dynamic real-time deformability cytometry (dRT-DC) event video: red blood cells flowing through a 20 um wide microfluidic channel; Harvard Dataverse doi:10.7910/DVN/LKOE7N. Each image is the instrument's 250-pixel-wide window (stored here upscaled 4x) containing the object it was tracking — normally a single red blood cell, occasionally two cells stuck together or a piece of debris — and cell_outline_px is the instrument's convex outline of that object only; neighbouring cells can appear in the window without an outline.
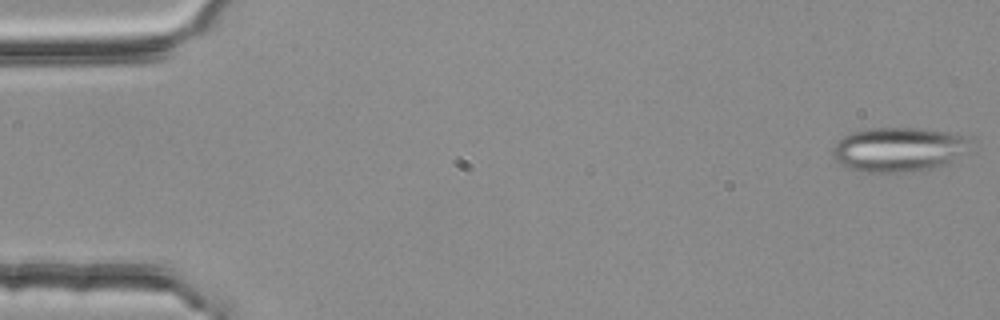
{"species": "common noctule bat (a hibernating species)", "species_latin": "Nyctalus noctula", "temperature_condition": "room temperature", "stored_images_in_passage": 5, "camera_frame_rate_fps": 3000, "um_per_image_px": 0.085, "animal": {"sex": "female", "body_mass_g": 25.1}, "frame": {"image": 1, "passage_image": 1, "time_ms": 0.0, "image_size_px": [1000, 320], "cell_outline_px": [[964, 140], [948, 164], [932, 168], [900, 172], [868, 172], [852, 168], [840, 164], [832, 156], [832, 148], [836, 140], [852, 132], [868, 128], [916, 128], [948, 132], [960, 136]], "centroid_in_image_um": [76.15, 12.7], "position_along_channel_um": 8.9, "area_um2": 34.16}}